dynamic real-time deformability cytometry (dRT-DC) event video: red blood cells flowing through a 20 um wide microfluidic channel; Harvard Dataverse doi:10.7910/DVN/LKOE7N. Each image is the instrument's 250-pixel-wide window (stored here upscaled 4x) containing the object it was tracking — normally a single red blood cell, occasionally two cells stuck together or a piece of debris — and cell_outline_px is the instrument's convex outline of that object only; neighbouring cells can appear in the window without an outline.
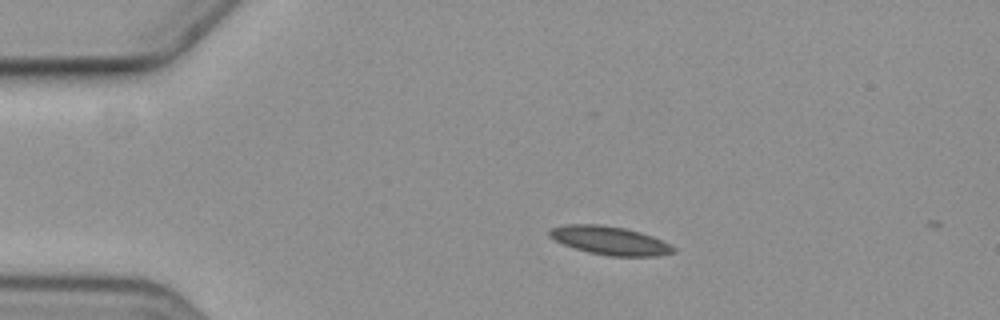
{"species": "common noctule bat (a hibernating species)", "species_latin": "Nyctalus noctula", "temperature_condition": "cold", "stored_images_in_passage": 15, "camera_frame_rate_fps": 3000, "um_per_image_px": 0.085, "animal": {"sex": "female", "body_mass_g": 19.3, "forearm_length_mm": 54.1}, "frame": {"image": 1, "passage_image": 12, "time_ms": 3.667, "image_size_px": [1000, 320], "cell_outline_px": [[676, 252], [656, 256], [608, 256], [588, 252], [564, 244], [548, 236], [548, 228], [564, 224], [600, 224], [624, 228], [640, 232], [652, 236], [676, 248]], "centroid_in_image_um": [51.8, 20.44], "position_along_channel_um": 33.2, "area_um2": 20.52}}